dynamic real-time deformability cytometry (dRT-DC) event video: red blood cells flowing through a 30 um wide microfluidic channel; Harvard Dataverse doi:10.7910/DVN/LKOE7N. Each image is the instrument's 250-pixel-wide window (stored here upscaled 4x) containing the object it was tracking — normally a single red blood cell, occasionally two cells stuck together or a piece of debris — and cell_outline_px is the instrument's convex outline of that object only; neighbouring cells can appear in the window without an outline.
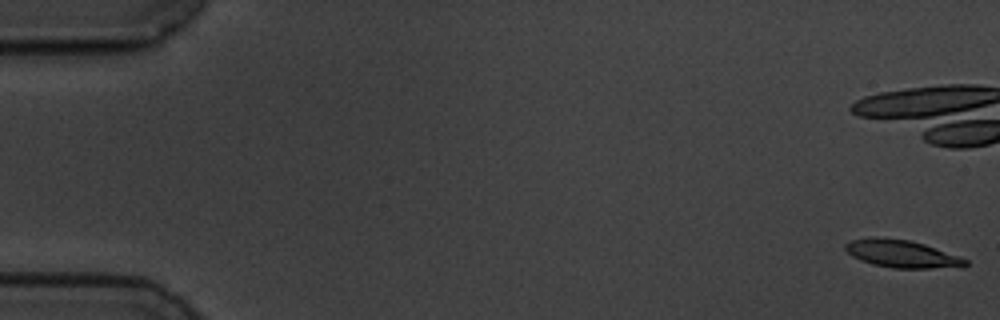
{"species": "common noctule bat (a hibernating species)", "species_latin": "Nyctalus noctula", "temperature_condition": "cold", "stored_images_in_passage": 21, "camera_frame_rate_fps": 3000, "um_per_image_px": 0.085, "animal": {"sex": "male", "body_mass_g": 19.5, "forearm_length_mm": 54.6}, "frame": {"image": 1, "passage_image": 1, "time_ms": 0.0, "image_size_px": [1000, 320], "cell_outline_px": [[968, 264], [964, 268], [892, 268], [872, 264], [860, 260], [852, 256], [844, 248], [844, 244], [852, 240], [872, 236], [908, 240], [924, 244], [960, 256], [968, 260]], "centroid_in_image_um": [76.69, 21.58], "position_along_channel_um": 8.3, "area_um2": 19.54}}